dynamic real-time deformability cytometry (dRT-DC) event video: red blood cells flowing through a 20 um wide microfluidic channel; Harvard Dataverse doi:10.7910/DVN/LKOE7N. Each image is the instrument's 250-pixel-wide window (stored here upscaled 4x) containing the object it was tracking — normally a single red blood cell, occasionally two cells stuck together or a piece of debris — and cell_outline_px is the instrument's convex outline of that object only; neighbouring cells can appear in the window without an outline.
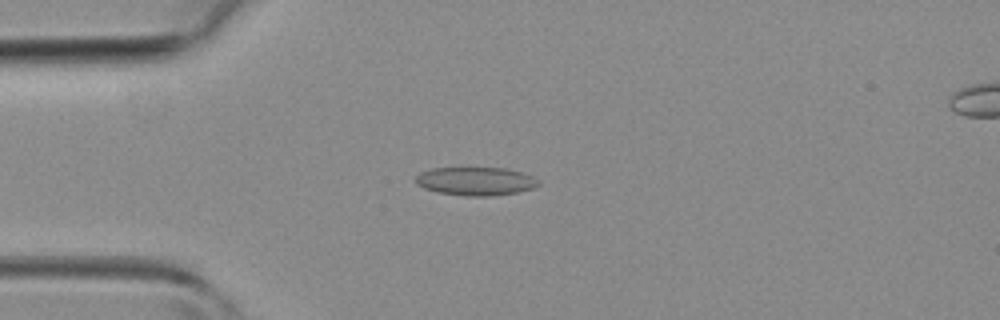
{"species": "common noctule bat (a hibernating species)", "species_latin": "Nyctalus noctula", "temperature_condition": "room temperature", "stored_images_in_passage": 33, "camera_frame_rate_fps": 3000, "um_per_image_px": 0.085, "animal": {"sex": "female", "body_mass_g": 19.3, "forearm_length_mm": 54.1}, "frame": {"image": 1, "passage_image": 2, "time_ms": 0.333, "image_size_px": [1000, 320], "cell_outline_px": [[540, 184], [532, 188], [516, 192], [492, 196], [464, 196], [436, 192], [424, 188], [416, 184], [416, 176], [420, 172], [432, 168], [504, 168], [520, 172], [532, 176], [540, 180]], "centroid_in_image_um": [40.41, 15.41], "position_along_channel_um": 44.6, "area_um2": 20.29}}
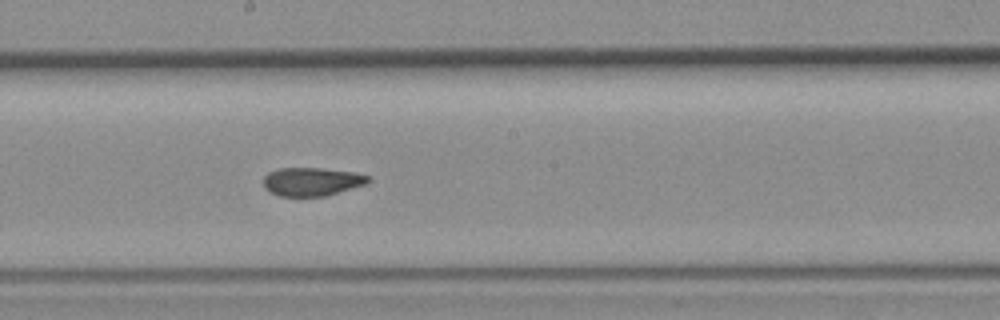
{"frame": {"image": 2, "passage_image": 14, "time_ms": 4.333, "image_size_px": [1000, 320], "cell_outline_px": [[372, 180], [364, 184], [324, 196], [280, 196], [268, 192], [264, 188], [264, 176], [268, 172], [280, 168], [320, 168], [352, 172], [368, 176]], "centroid_in_image_um": [26.44, 15.44], "position_along_channel_um": 221.8, "area_um2": 17.17}}
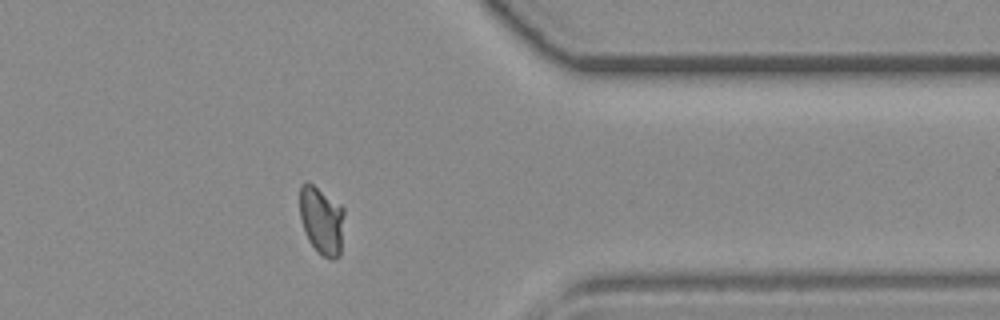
{"frame": {"image": 3, "passage_image": 25, "time_ms": 8.0, "image_size_px": [1000, 320], "cell_outline_px": [[344, 212], [340, 256], [332, 260], [324, 256], [308, 240], [304, 232], [300, 216], [300, 184], [308, 180], [340, 204], [344, 208]], "centroid_in_image_um": [27.33, 18.69], "position_along_channel_um": 384.1, "area_um2": 17.69}}